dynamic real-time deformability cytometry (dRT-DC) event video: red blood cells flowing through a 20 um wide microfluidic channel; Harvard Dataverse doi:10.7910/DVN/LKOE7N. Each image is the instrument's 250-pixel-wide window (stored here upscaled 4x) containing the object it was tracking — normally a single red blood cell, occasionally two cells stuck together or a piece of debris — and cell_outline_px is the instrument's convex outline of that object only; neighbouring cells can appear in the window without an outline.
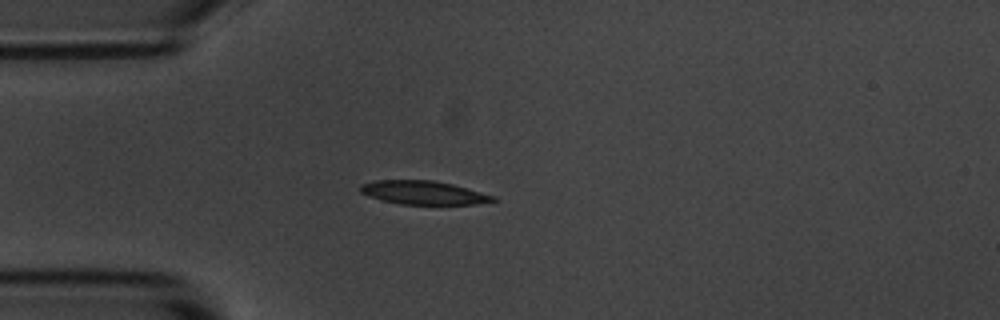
{"species": "common noctule bat (a hibernating species)", "species_latin": "Nyctalus noctula", "temperature_condition": "room temperature", "stored_images_in_passage": 3, "camera_frame_rate_fps": 3000, "um_per_image_px": 0.085, "animal": {"sex": "male", "body_mass_g": 20.1, "forearm_length_mm": 53.5}, "frame": {"image": 1, "passage_image": 3, "time_ms": 2.333, "image_size_px": [1000, 320], "cell_outline_px": [[500, 200], [476, 204], [400, 204], [380, 200], [368, 196], [360, 192], [360, 184], [376, 180], [432, 180], [452, 184], [468, 188], [496, 196]], "centroid_in_image_um": [36.01, 16.37], "position_along_channel_um": 49.0, "area_um2": 18.38}}